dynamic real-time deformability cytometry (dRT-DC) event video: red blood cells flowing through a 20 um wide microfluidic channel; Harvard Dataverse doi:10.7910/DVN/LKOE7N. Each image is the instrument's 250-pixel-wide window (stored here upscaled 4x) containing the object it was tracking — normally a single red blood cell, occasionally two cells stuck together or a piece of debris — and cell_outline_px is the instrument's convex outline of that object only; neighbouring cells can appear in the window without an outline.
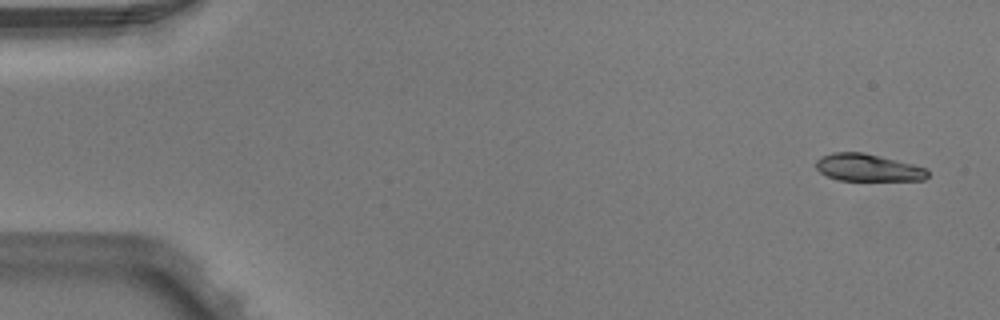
{"species": "Egyptian fruit bat (a non-hibernating species)", "species_latin": "Rousettus aegyptiacus", "temperature_condition": "warm", "stored_images_in_passage": 4, "camera_frame_rate_fps": 3000, "um_per_image_px": 0.085, "animal": {"sex": "male"}, "frame": {"image": 1, "passage_image": 1, "time_ms": 0.0, "image_size_px": [1000, 320], "cell_outline_px": [[928, 176], [924, 180], [840, 180], [828, 176], [820, 172], [816, 168], [816, 160], [820, 156], [832, 152], [864, 152], [912, 164], [924, 168], [928, 172]], "centroid_in_image_um": [73.73, 14.24], "position_along_channel_um": 11.3, "area_um2": 17.63}}